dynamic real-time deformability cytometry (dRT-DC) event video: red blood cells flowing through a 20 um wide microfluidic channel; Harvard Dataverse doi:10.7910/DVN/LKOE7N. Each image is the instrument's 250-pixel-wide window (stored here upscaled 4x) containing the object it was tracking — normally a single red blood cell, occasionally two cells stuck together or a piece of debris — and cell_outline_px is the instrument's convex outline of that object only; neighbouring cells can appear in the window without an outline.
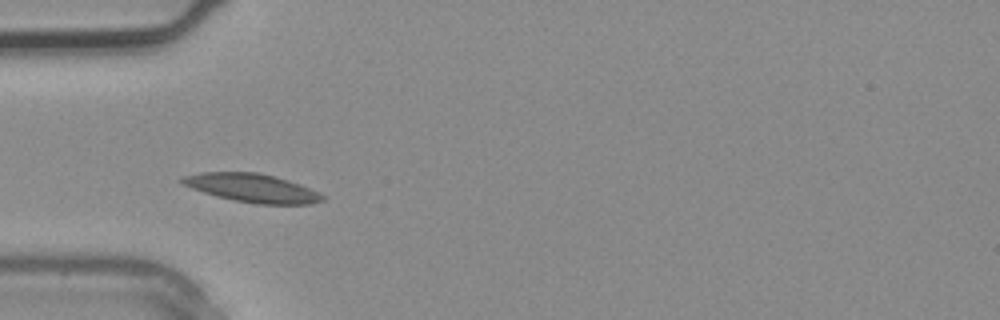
{"species": "common noctule bat (a hibernating species)", "species_latin": "Nyctalus noctula", "temperature_condition": "warm", "stored_images_in_passage": 3, "camera_frame_rate_fps": 3000, "um_per_image_px": 0.085, "animal": {"sex": "male", "body_mass_g": 20.4}, "frame": {"image": 1, "passage_image": 3, "time_ms": 0.667, "image_size_px": [1000, 320], "cell_outline_px": [[324, 200], [312, 204], [256, 204], [232, 200], [216, 196], [192, 188], [184, 184], [180, 180], [184, 176], [200, 172], [256, 172], [272, 176], [300, 184], [324, 196]], "centroid_in_image_um": [21.42, 15.99], "position_along_channel_um": 63.6, "area_um2": 22.95}}